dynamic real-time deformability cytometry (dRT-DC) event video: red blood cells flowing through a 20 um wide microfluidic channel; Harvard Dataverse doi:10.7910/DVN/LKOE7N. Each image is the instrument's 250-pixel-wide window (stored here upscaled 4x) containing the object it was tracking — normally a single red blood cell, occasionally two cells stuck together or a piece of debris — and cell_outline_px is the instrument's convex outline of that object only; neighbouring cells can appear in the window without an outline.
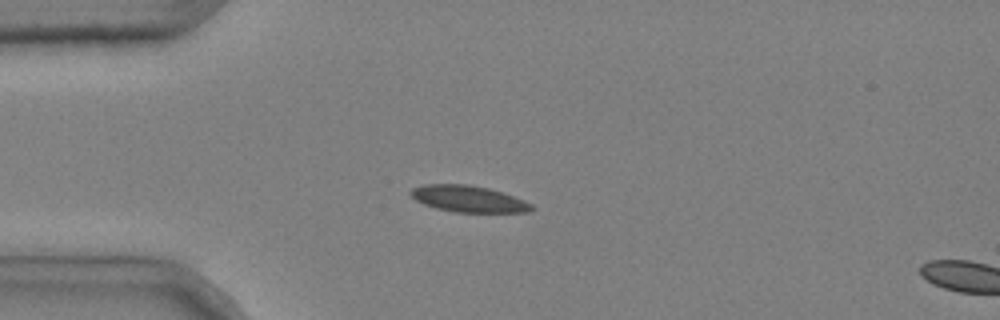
{"species": "common noctule bat (a hibernating species)", "species_latin": "Nyctalus noctula", "temperature_condition": "cold", "stored_images_in_passage": 2, "camera_frame_rate_fps": 3000, "um_per_image_px": 0.085, "animal": {"sex": "male", "body_mass_g": 20.4}, "frame": {"image": 1, "passage_image": 1, "time_ms": 0.0, "image_size_px": [1000, 320], "cell_outline_px": [[536, 208], [528, 212], [452, 212], [436, 208], [424, 204], [416, 200], [408, 192], [412, 188], [424, 184], [468, 184], [488, 188], [524, 200], [532, 204]], "centroid_in_image_um": [39.8, 16.9], "position_along_channel_um": 45.2, "area_um2": 18.61}}